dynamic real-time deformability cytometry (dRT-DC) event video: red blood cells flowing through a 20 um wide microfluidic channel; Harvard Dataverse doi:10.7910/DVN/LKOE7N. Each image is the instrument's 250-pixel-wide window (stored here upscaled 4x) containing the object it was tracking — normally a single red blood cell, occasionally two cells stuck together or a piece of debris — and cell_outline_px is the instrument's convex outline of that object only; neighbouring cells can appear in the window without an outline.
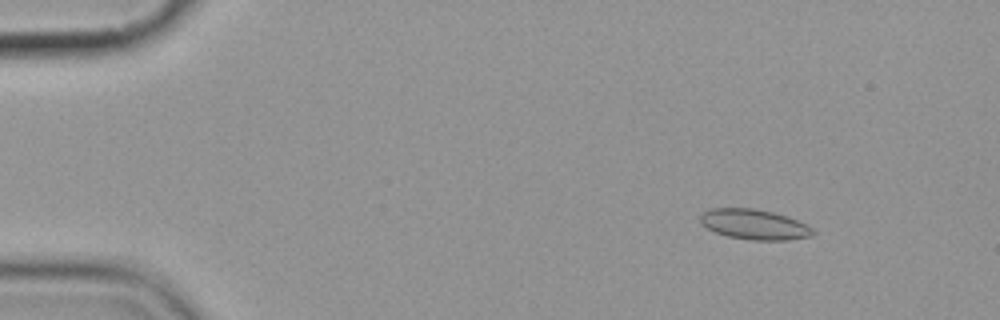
{"species": "common noctule bat (a hibernating species)", "species_latin": "Nyctalus noctula", "temperature_condition": "cold", "stored_images_in_passage": 6, "camera_frame_rate_fps": 3000, "um_per_image_px": 0.085, "animal": {"sex": "female", "body_mass_g": 19.9}, "frame": {"image": 1, "passage_image": 2, "time_ms": 1.0, "image_size_px": [1000, 320], "cell_outline_px": [[816, 232], [812, 236], [788, 240], [752, 240], [728, 236], [716, 232], [700, 224], [700, 216], [708, 208], [752, 208], [772, 212], [788, 216], [812, 228]], "centroid_in_image_um": [64.11, 19.07], "position_along_channel_um": 20.9, "area_um2": 19.77}}
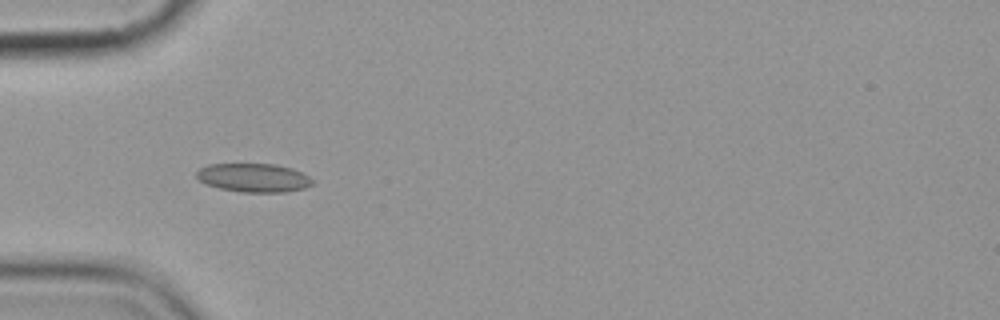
{"frame": {"image": 2, "passage_image": 5, "time_ms": 4.667, "image_size_px": [1000, 320], "cell_outline_px": [[316, 184], [304, 188], [284, 192], [240, 192], [220, 188], [208, 184], [200, 180], [196, 176], [196, 172], [200, 168], [208, 164], [276, 164], [292, 168], [308, 176]], "centroid_in_image_um": [21.58, 15.1], "position_along_channel_um": 63.4, "area_um2": 19.31}}
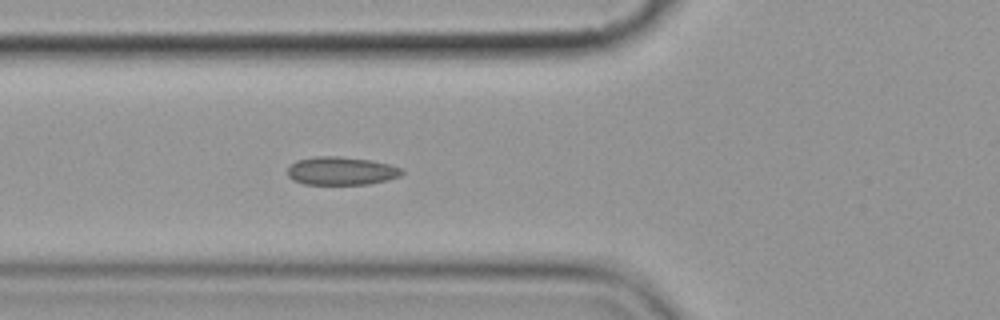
{"frame": {"image": 3, "passage_image": 6, "time_ms": 5.667, "image_size_px": [1000, 320], "cell_outline_px": [[404, 172], [400, 176], [388, 180], [368, 184], [304, 184], [292, 180], [288, 176], [288, 168], [296, 160], [316, 156], [340, 156], [372, 160], [388, 164], [400, 168]], "centroid_in_image_um": [29.0, 14.52], "position_along_channel_um": 96.8, "area_um2": 18.84}}